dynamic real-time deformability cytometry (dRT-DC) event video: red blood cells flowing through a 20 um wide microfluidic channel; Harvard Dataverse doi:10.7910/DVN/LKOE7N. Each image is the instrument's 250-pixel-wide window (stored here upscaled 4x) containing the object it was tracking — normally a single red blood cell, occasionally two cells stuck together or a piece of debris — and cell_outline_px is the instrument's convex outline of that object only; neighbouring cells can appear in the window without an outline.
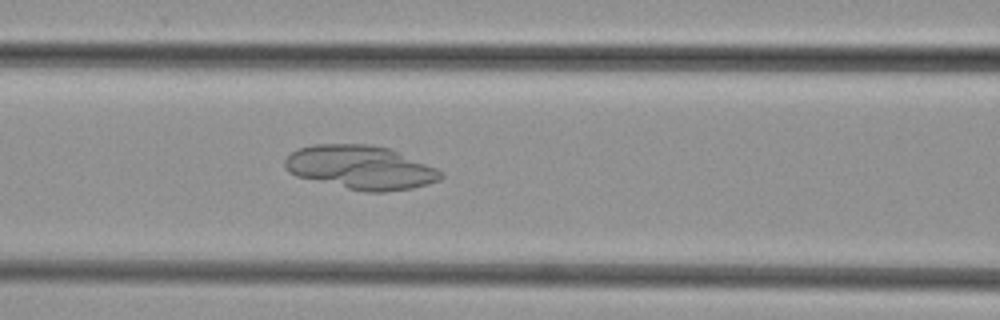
{"species": "common noctule bat (a hibernating species)", "species_latin": "Nyctalus noctula", "temperature_condition": "cold", "stored_images_in_passage": 37, "camera_frame_rate_fps": 3000, "um_per_image_px": 0.085, "animal": {"sex": "female", "body_mass_g": 29.2, "forearm_length_mm": 56.3}, "frame": {"image": 1, "passage_image": 9, "time_ms": 2.667, "image_size_px": [1000, 320], "cell_outline_px": [[444, 176], [440, 180], [428, 184], [412, 188], [384, 192], [368, 192], [348, 188], [296, 176], [288, 172], [284, 168], [284, 160], [292, 152], [300, 148], [312, 144], [368, 144], [388, 148], [400, 152], [436, 168], [444, 172]], "centroid_in_image_um": [30.67, 14.23], "position_along_channel_um": 135.9, "area_um2": 39.71}}
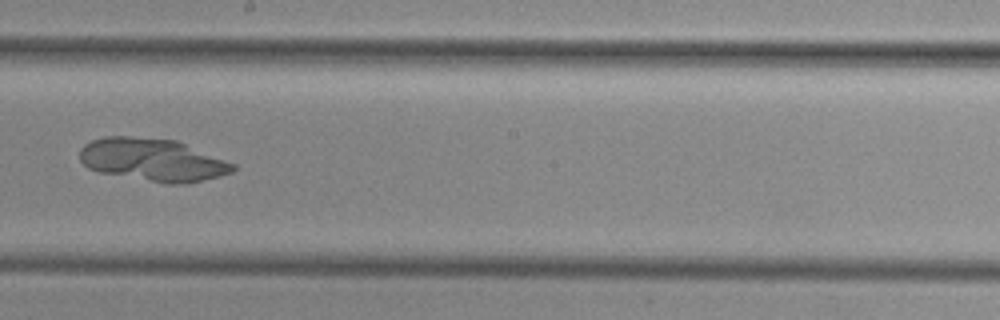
{"frame": {"image": 2, "passage_image": 16, "time_ms": 5.0, "image_size_px": [1000, 320], "cell_outline_px": [[236, 168], [232, 172], [220, 176], [184, 184], [168, 184], [96, 172], [88, 168], [80, 160], [80, 148], [84, 144], [92, 140], [104, 136], [128, 136], [176, 140], [236, 164]], "centroid_in_image_um": [12.96, 13.59], "position_along_channel_um": 235.2, "area_um2": 38.26}}
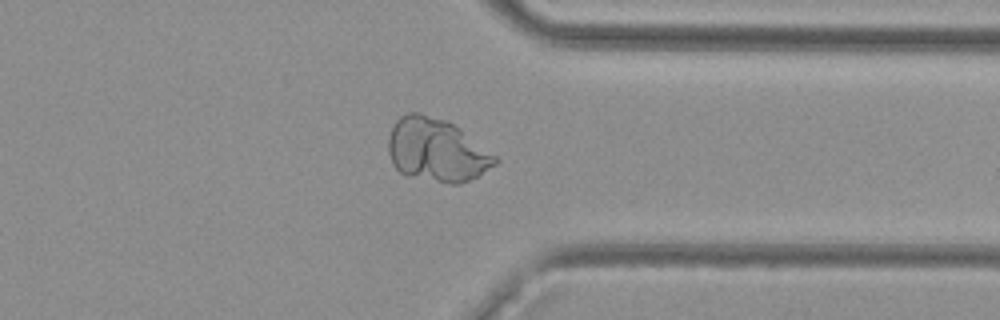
{"frame": {"image": 3, "passage_image": 26, "time_ms": 8.333, "image_size_px": [1000, 320], "cell_outline_px": [[500, 160], [496, 164], [476, 176], [460, 184], [452, 184], [408, 176], [400, 172], [392, 164], [388, 152], [388, 136], [396, 120], [400, 116], [408, 112], [420, 112], [444, 120], [452, 124], [496, 156]], "centroid_in_image_um": [37.06, 12.76], "position_along_channel_um": 374.3, "area_um2": 38.9}}